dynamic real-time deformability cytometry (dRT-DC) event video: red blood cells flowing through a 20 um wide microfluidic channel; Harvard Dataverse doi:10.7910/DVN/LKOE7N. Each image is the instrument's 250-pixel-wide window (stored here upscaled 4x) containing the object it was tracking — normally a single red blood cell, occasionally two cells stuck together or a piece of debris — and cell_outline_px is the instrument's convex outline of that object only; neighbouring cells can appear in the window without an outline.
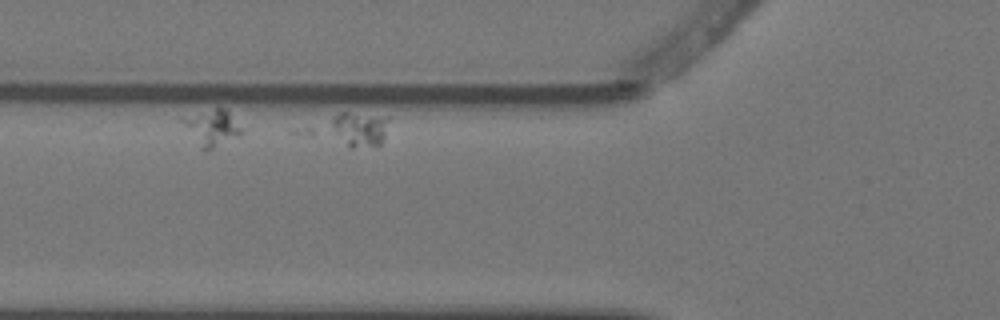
{"species": "Egyptian fruit bat (a non-hibernating species)", "species_latin": "Rousettus aegyptiacus", "temperature_condition": "warm", "stored_images_in_passage": 6, "segment_of_instrument_passage": [2, 2], "camera_frame_rate_fps": 3000, "um_per_image_px": 0.085, "animal": {"sex": "female"}, "frame": {"image": 1, "passage_image": 6, "time_ms": 1.667, "image_size_px": [1000, 320], "cell_outline_px": [[384, 140], [380, 144], [352, 148], [348, 148], [336, 132], [332, 124], [332, 116], [340, 112], [348, 112], [372, 116], [380, 120], [384, 132]], "centroid_in_image_um": [30.44, 11.01], "position_along_channel_um": 95.4, "area_um2": 10.46}}